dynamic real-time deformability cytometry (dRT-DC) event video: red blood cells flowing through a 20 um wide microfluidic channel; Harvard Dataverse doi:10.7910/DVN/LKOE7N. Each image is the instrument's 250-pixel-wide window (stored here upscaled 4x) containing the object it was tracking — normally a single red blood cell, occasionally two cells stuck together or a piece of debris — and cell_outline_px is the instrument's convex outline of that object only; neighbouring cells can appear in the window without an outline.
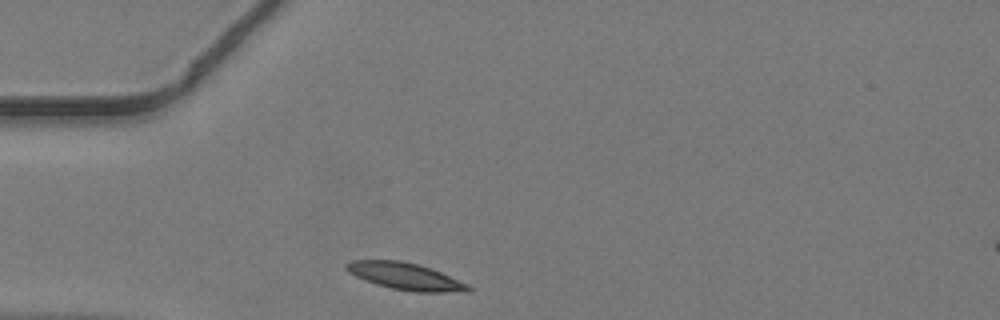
{"species": "common noctule bat (a hibernating species)", "species_latin": "Nyctalus noctula", "temperature_condition": "warm", "stored_images_in_passage": 35, "camera_frame_rate_fps": 3000, "um_per_image_px": 0.085, "animal": {"sex": "male", "body_mass_g": 19.2, "forearm_length_mm": 51.8}, "frame": {"image": 1, "passage_image": 1, "time_ms": 0.0, "image_size_px": [1000, 320], "cell_outline_px": [[472, 288], [468, 292], [416, 292], [392, 288], [376, 284], [364, 280], [348, 272], [344, 268], [344, 264], [352, 260], [400, 260], [416, 264], [440, 272], [468, 284]], "centroid_in_image_um": [34.42, 23.49], "position_along_channel_um": 50.6, "area_um2": 19.02}}
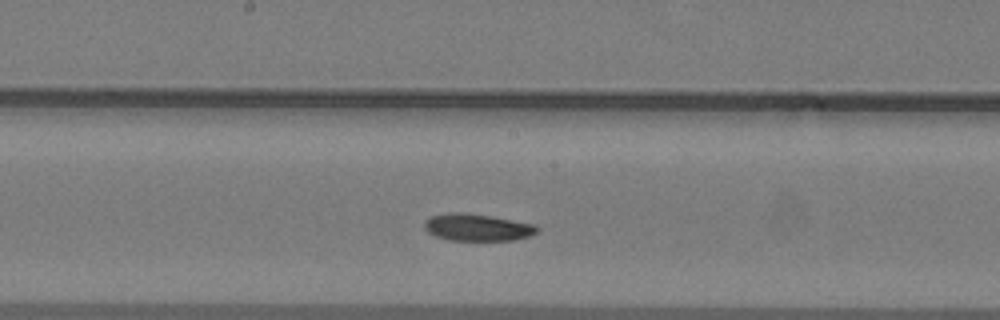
{"frame": {"image": 2, "passage_image": 13, "time_ms": 4.0, "image_size_px": [1000, 320], "cell_outline_px": [[540, 228], [536, 232], [528, 236], [516, 240], [448, 240], [436, 236], [428, 232], [424, 228], [424, 224], [432, 216], [448, 212], [464, 212], [492, 216], [536, 224]], "centroid_in_image_um": [40.6, 19.32], "position_along_channel_um": 207.6, "area_um2": 17.8}}
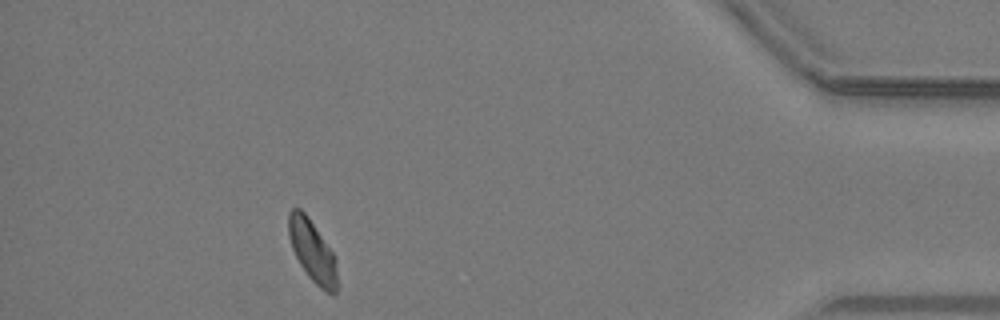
{"frame": {"image": 3, "passage_image": 31, "time_ms": 10.0, "image_size_px": [1000, 320], "cell_outline_px": [[336, 292], [332, 296], [320, 288], [308, 276], [300, 264], [292, 248], [288, 236], [288, 212], [292, 208], [300, 208], [308, 216], [332, 252], [336, 260]], "centroid_in_image_um": [26.53, 21.33], "position_along_channel_um": 408.7, "area_um2": 17.34}}